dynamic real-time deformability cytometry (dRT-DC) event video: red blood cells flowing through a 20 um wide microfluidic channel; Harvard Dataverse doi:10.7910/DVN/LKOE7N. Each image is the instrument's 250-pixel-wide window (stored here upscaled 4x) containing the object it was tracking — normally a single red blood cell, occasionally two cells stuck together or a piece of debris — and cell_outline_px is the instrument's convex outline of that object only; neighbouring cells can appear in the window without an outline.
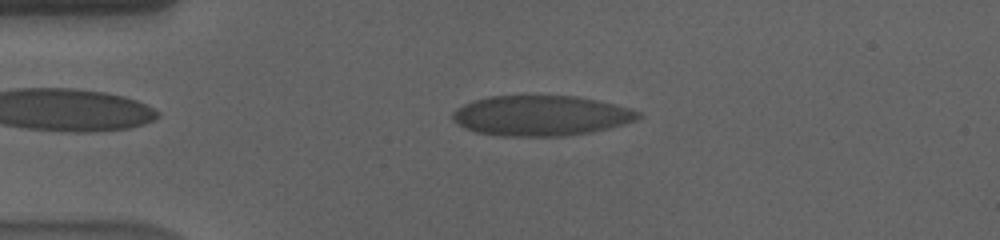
{"species": "human", "species_latin": "Homo sapiens", "temperature_condition": "cold", "stored_images_in_passage": 44, "camera_frame_rate_fps": 3000, "um_per_image_px": 0.085, "donor": {"sex": "male"}, "frame": {"image": 1, "passage_image": 1, "time_ms": 0.0, "image_size_px": [1000, 240], "cell_outline_px": [[640, 116], [636, 120], [624, 124], [592, 132], [560, 136], [500, 136], [476, 132], [464, 128], [452, 120], [452, 112], [456, 108], [472, 100], [488, 96], [576, 96], [596, 100], [632, 108], [640, 112]], "centroid_in_image_um": [45.95, 9.83], "position_along_channel_um": 39.0, "area_um2": 43.64}}
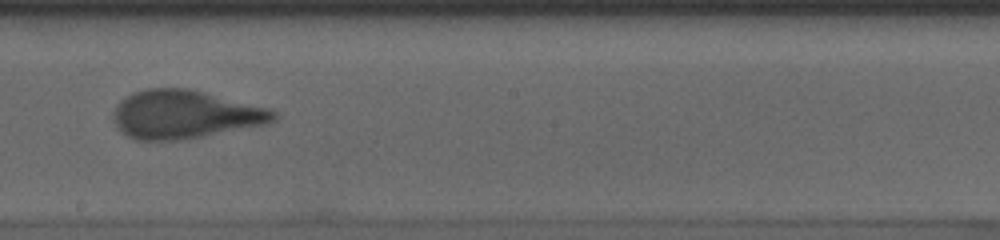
{"frame": {"image": 2, "passage_image": 20, "time_ms": 6.333, "image_size_px": [1000, 240], "cell_outline_px": [[276, 120], [268, 124], [184, 140], [136, 140], [128, 136], [116, 128], [112, 116], [112, 112], [116, 104], [120, 100], [132, 92], [148, 88], [188, 88], [272, 108], [276, 112]], "centroid_in_image_um": [15.71, 9.73], "position_along_channel_um": 232.5, "area_um2": 45.78}}
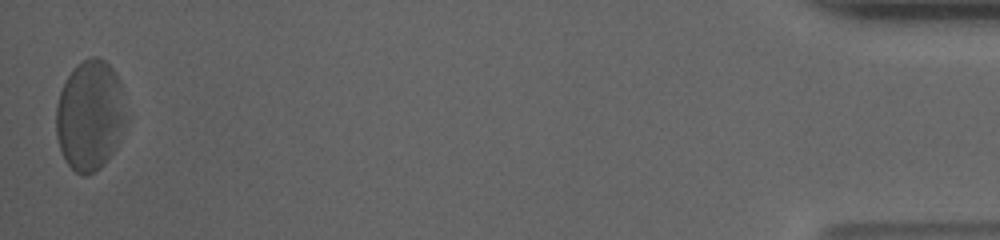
{"frame": {"image": 3, "passage_image": 44, "time_ms": 14.333, "image_size_px": [1000, 240], "cell_outline_px": [[128, 120], [120, 140], [112, 152], [100, 168], [84, 176], [80, 176], [68, 164], [60, 148], [56, 136], [56, 104], [64, 80], [72, 68], [76, 64], [92, 56], [96, 56], [104, 60], [116, 72], [120, 80]], "centroid_in_image_um": [7.66, 9.78], "position_along_channel_um": 427.5, "area_um2": 45.55}}